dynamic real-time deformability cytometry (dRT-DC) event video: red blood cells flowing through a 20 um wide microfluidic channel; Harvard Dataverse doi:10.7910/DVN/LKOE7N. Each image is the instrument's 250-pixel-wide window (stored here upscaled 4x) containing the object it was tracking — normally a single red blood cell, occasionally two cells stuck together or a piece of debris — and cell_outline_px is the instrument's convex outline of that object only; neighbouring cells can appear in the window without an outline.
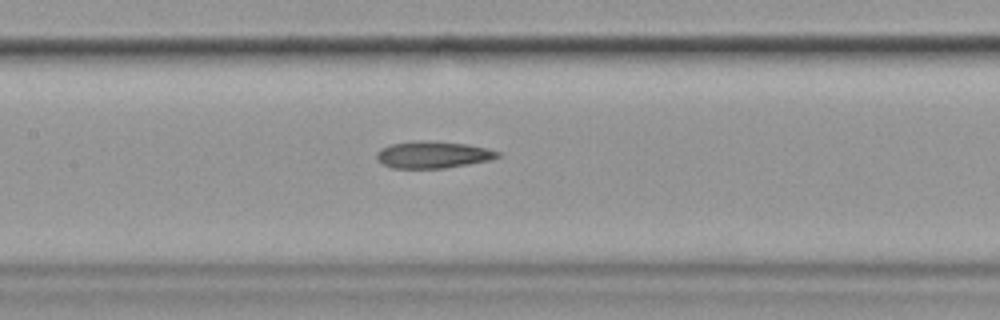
{"species": "common noctule bat (a hibernating species)", "species_latin": "Nyctalus noctula", "temperature_condition": "cold", "stored_images_in_passage": 8, "camera_frame_rate_fps": 3000, "um_per_image_px": 0.085, "animal": {"sex": "female", "body_mass_g": 19.9}, "frame": {"image": 1, "passage_image": 8, "time_ms": 9.0, "image_size_px": [1000, 320], "cell_outline_px": [[500, 156], [488, 160], [468, 164], [444, 168], [392, 168], [376, 160], [376, 152], [380, 148], [388, 144], [416, 140], [468, 144], [500, 152]], "centroid_in_image_um": [36.72, 13.14], "position_along_channel_um": 170.7, "area_um2": 18.9}}